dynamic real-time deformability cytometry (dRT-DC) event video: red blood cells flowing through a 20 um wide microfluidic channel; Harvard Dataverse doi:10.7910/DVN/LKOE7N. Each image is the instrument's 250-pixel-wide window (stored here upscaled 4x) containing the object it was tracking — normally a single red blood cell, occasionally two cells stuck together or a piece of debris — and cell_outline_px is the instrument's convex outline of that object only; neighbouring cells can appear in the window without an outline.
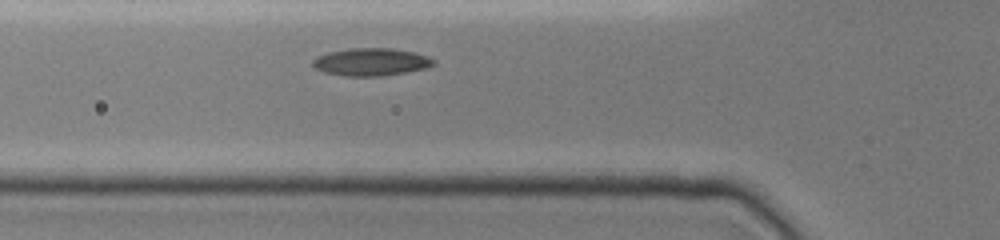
{"species": "common noctule bat (a hibernating species)", "species_latin": "Nyctalus noctula", "temperature_condition": "cold", "stored_images_in_passage": 17, "camera_frame_rate_fps": 3000, "um_per_image_px": 0.085, "animal": {"sex": "female", "body_mass_g": 19.0, "forearm_length_mm": 51.5}, "frame": {"image": 1, "passage_image": 2, "time_ms": 0.667, "image_size_px": [1000, 240], "cell_outline_px": [[436, 64], [424, 68], [404, 72], [380, 76], [344, 76], [324, 72], [316, 68], [312, 64], [312, 60], [316, 56], [328, 52], [348, 48], [392, 48], [412, 52], [428, 56], [436, 60]], "centroid_in_image_um": [31.52, 5.26], "position_along_channel_um": 94.3, "area_um2": 19.42}}
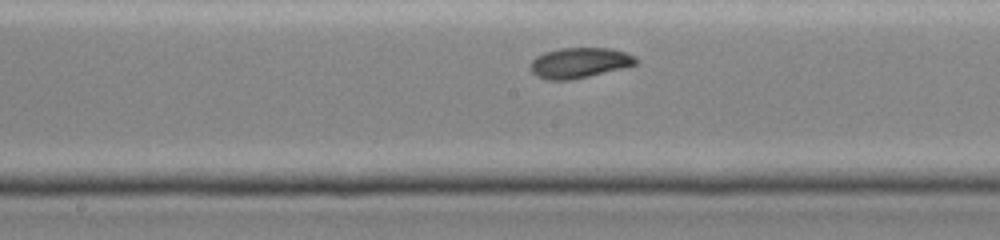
{"frame": {"image": 2, "passage_image": 8, "time_ms": 3.333, "image_size_px": [1000, 240], "cell_outline_px": [[640, 60], [636, 64], [572, 80], [548, 80], [536, 76], [532, 72], [532, 60], [536, 56], [544, 52], [560, 48], [612, 48], [636, 56]], "centroid_in_image_um": [49.26, 5.33], "position_along_channel_um": 198.9, "area_um2": 18.55}}
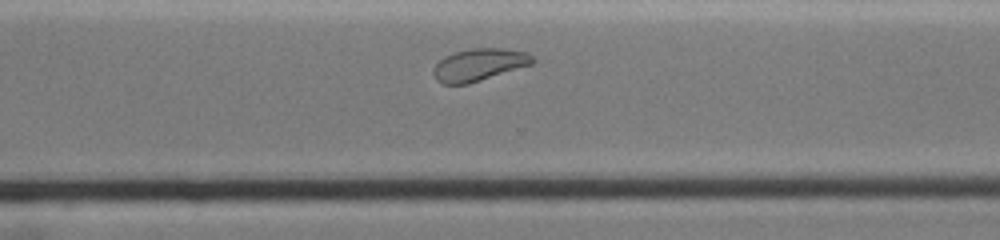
{"frame": {"image": 3, "passage_image": 16, "time_ms": 6.667, "image_size_px": [1000, 240], "cell_outline_px": [[536, 60], [532, 64], [468, 84], [440, 84], [436, 80], [432, 72], [436, 64], [444, 56], [456, 52], [472, 48], [504, 48], [528, 52]], "centroid_in_image_um": [40.72, 5.5], "position_along_channel_um": 329.9, "area_um2": 18.67}}